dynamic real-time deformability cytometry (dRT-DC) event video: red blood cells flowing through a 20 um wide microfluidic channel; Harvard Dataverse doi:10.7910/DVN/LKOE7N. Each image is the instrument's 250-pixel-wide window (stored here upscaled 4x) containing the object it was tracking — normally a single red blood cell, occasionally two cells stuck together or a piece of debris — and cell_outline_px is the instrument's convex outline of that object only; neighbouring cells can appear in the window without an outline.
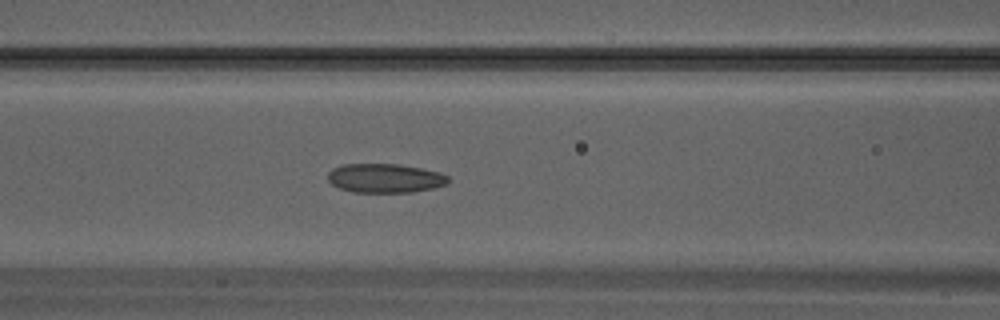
{"species": "Egyptian fruit bat (a non-hibernating species)", "species_latin": "Rousettus aegyptiacus", "temperature_condition": "warm", "stored_images_in_passage": 32, "camera_frame_rate_fps": 3000, "um_per_image_px": 0.085, "animal": {"sex": "male"}, "frame": {"image": 1, "passage_image": 13, "time_ms": 4.0, "image_size_px": [1000, 320], "cell_outline_px": [[448, 180], [444, 184], [432, 188], [412, 192], [352, 192], [340, 188], [332, 184], [328, 180], [328, 172], [332, 168], [344, 164], [400, 164], [440, 172], [448, 176]], "centroid_in_image_um": [32.69, 15.14], "position_along_channel_um": 133.9, "area_um2": 20.29}}
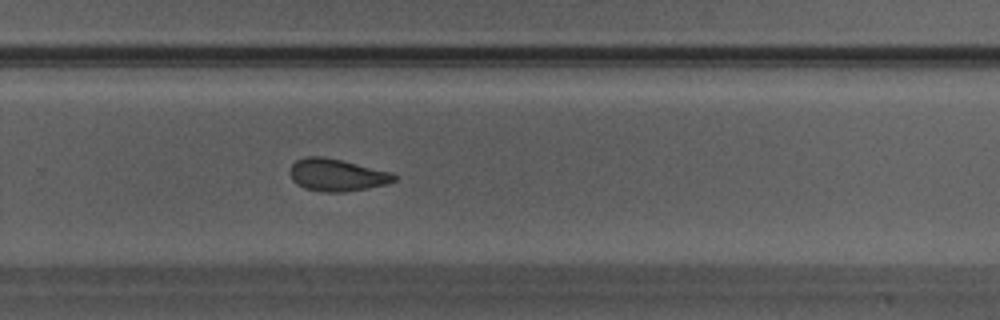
{"frame": {"image": 2, "passage_image": 21, "time_ms": 6.667, "image_size_px": [1000, 320], "cell_outline_px": [[396, 180], [388, 184], [368, 188], [344, 192], [324, 192], [304, 188], [296, 184], [292, 180], [288, 172], [292, 164], [296, 160], [308, 156], [324, 156], [392, 172], [396, 176]], "centroid_in_image_um": [28.61, 14.87], "position_along_channel_um": 301.2, "area_um2": 19.77}}
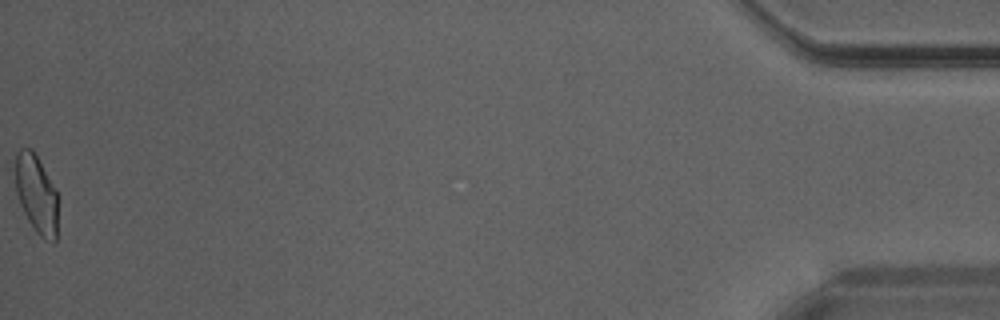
{"frame": {"image": 3, "passage_image": 32, "time_ms": 10.333, "image_size_px": [1000, 320], "cell_outline_px": [[56, 240], [44, 240], [36, 232], [28, 220], [20, 204], [16, 192], [16, 152], [20, 148], [32, 148], [56, 188]], "centroid_in_image_um": [3.08, 16.46], "position_along_channel_um": 432.1, "area_um2": 19.19}}